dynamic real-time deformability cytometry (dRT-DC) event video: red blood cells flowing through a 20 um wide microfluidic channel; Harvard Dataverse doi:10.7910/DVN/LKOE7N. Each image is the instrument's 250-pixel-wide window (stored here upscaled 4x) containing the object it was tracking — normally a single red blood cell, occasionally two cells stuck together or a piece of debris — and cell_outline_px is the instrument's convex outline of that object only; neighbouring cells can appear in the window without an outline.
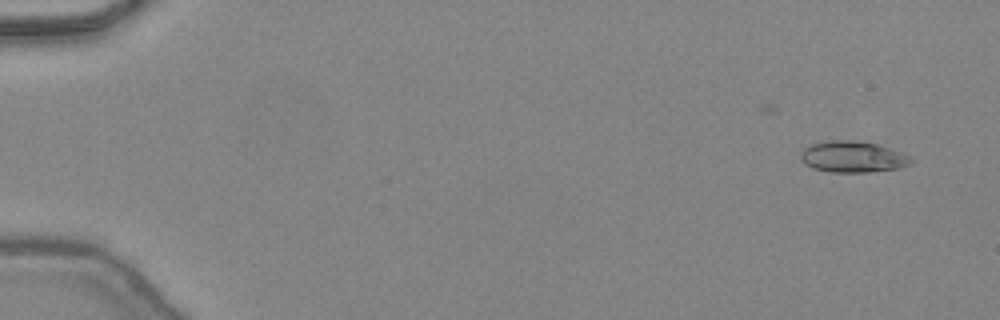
{"species": "common noctule bat (a hibernating species)", "species_latin": "Nyctalus noctula", "temperature_condition": "warm", "stored_images_in_passage": 6, "camera_frame_rate_fps": 3000, "um_per_image_px": 0.085, "animal": {"sex": "female", "body_mass_g": 24.6, "forearm_length_mm": 56.2}, "frame": {"image": 1, "passage_image": 2, "time_ms": 0.333, "image_size_px": [1000, 320], "cell_outline_px": [[912, 160], [908, 164], [900, 168], [868, 172], [832, 172], [812, 168], [804, 164], [800, 160], [800, 152], [804, 148], [812, 144], [828, 140], [852, 140], [880, 144], [912, 156]], "centroid_in_image_um": [72.47, 13.32], "position_along_channel_um": 12.5, "area_um2": 20.29}}